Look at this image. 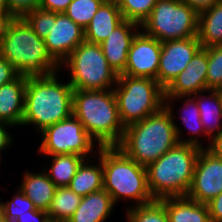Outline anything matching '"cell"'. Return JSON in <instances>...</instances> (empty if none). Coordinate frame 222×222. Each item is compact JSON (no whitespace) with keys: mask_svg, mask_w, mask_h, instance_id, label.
<instances>
[{"mask_svg":"<svg viewBox=\"0 0 222 222\" xmlns=\"http://www.w3.org/2000/svg\"><path fill=\"white\" fill-rule=\"evenodd\" d=\"M64 67L70 72L68 82L74 90L113 89L118 80L101 45L85 40L60 64V68Z\"/></svg>","mask_w":222,"mask_h":222,"instance_id":"8","label":"cell"},{"mask_svg":"<svg viewBox=\"0 0 222 222\" xmlns=\"http://www.w3.org/2000/svg\"><path fill=\"white\" fill-rule=\"evenodd\" d=\"M96 156L102 160L103 189L114 204L119 200H133L135 206L152 202L149 192L146 167L128 157L119 147H98Z\"/></svg>","mask_w":222,"mask_h":222,"instance_id":"6","label":"cell"},{"mask_svg":"<svg viewBox=\"0 0 222 222\" xmlns=\"http://www.w3.org/2000/svg\"><path fill=\"white\" fill-rule=\"evenodd\" d=\"M57 74L61 73L27 79L22 126H35L41 133L73 114L74 89L68 80L61 82Z\"/></svg>","mask_w":222,"mask_h":222,"instance_id":"2","label":"cell"},{"mask_svg":"<svg viewBox=\"0 0 222 222\" xmlns=\"http://www.w3.org/2000/svg\"><path fill=\"white\" fill-rule=\"evenodd\" d=\"M157 0H121L118 5L122 17L141 25L151 14Z\"/></svg>","mask_w":222,"mask_h":222,"instance_id":"30","label":"cell"},{"mask_svg":"<svg viewBox=\"0 0 222 222\" xmlns=\"http://www.w3.org/2000/svg\"><path fill=\"white\" fill-rule=\"evenodd\" d=\"M173 104L165 101V106L157 113L125 127L117 147L132 160L147 167L181 143L182 129L174 121Z\"/></svg>","mask_w":222,"mask_h":222,"instance_id":"1","label":"cell"},{"mask_svg":"<svg viewBox=\"0 0 222 222\" xmlns=\"http://www.w3.org/2000/svg\"><path fill=\"white\" fill-rule=\"evenodd\" d=\"M0 222H11L3 215L1 210H0Z\"/></svg>","mask_w":222,"mask_h":222,"instance_id":"45","label":"cell"},{"mask_svg":"<svg viewBox=\"0 0 222 222\" xmlns=\"http://www.w3.org/2000/svg\"><path fill=\"white\" fill-rule=\"evenodd\" d=\"M0 56L27 79L47 77L62 70L47 51L44 39L22 17H14L8 24L0 43Z\"/></svg>","mask_w":222,"mask_h":222,"instance_id":"3","label":"cell"},{"mask_svg":"<svg viewBox=\"0 0 222 222\" xmlns=\"http://www.w3.org/2000/svg\"><path fill=\"white\" fill-rule=\"evenodd\" d=\"M27 78L18 76L0 86V121L16 126L22 125Z\"/></svg>","mask_w":222,"mask_h":222,"instance_id":"17","label":"cell"},{"mask_svg":"<svg viewBox=\"0 0 222 222\" xmlns=\"http://www.w3.org/2000/svg\"><path fill=\"white\" fill-rule=\"evenodd\" d=\"M201 148L178 143L146 167L147 184L154 199L187 195Z\"/></svg>","mask_w":222,"mask_h":222,"instance_id":"5","label":"cell"},{"mask_svg":"<svg viewBox=\"0 0 222 222\" xmlns=\"http://www.w3.org/2000/svg\"><path fill=\"white\" fill-rule=\"evenodd\" d=\"M115 206L110 194L102 189L82 197L81 203L67 222H104Z\"/></svg>","mask_w":222,"mask_h":222,"instance_id":"18","label":"cell"},{"mask_svg":"<svg viewBox=\"0 0 222 222\" xmlns=\"http://www.w3.org/2000/svg\"><path fill=\"white\" fill-rule=\"evenodd\" d=\"M20 183V190L33 202L34 207L47 211L53 199L56 186L43 172H31L26 170Z\"/></svg>","mask_w":222,"mask_h":222,"instance_id":"19","label":"cell"},{"mask_svg":"<svg viewBox=\"0 0 222 222\" xmlns=\"http://www.w3.org/2000/svg\"><path fill=\"white\" fill-rule=\"evenodd\" d=\"M40 135L42 142L38 150L41 154H76L85 159H90L88 156L92 153L95 155L93 152L96 147L95 141L73 114L69 118L47 127Z\"/></svg>","mask_w":222,"mask_h":222,"instance_id":"10","label":"cell"},{"mask_svg":"<svg viewBox=\"0 0 222 222\" xmlns=\"http://www.w3.org/2000/svg\"><path fill=\"white\" fill-rule=\"evenodd\" d=\"M207 95H203V93ZM200 110V120L206 135L212 139L222 129V107L217 89H207L194 94Z\"/></svg>","mask_w":222,"mask_h":222,"instance_id":"22","label":"cell"},{"mask_svg":"<svg viewBox=\"0 0 222 222\" xmlns=\"http://www.w3.org/2000/svg\"><path fill=\"white\" fill-rule=\"evenodd\" d=\"M217 91H218V95H219V98H220V101H221V107H222V87L218 88Z\"/></svg>","mask_w":222,"mask_h":222,"instance_id":"46","label":"cell"},{"mask_svg":"<svg viewBox=\"0 0 222 222\" xmlns=\"http://www.w3.org/2000/svg\"><path fill=\"white\" fill-rule=\"evenodd\" d=\"M18 76L16 69L0 56V86L13 81Z\"/></svg>","mask_w":222,"mask_h":222,"instance_id":"35","label":"cell"},{"mask_svg":"<svg viewBox=\"0 0 222 222\" xmlns=\"http://www.w3.org/2000/svg\"><path fill=\"white\" fill-rule=\"evenodd\" d=\"M103 3L102 0H72L64 13L85 29Z\"/></svg>","mask_w":222,"mask_h":222,"instance_id":"29","label":"cell"},{"mask_svg":"<svg viewBox=\"0 0 222 222\" xmlns=\"http://www.w3.org/2000/svg\"><path fill=\"white\" fill-rule=\"evenodd\" d=\"M72 0H40L39 8L56 13H64Z\"/></svg>","mask_w":222,"mask_h":222,"instance_id":"36","label":"cell"},{"mask_svg":"<svg viewBox=\"0 0 222 222\" xmlns=\"http://www.w3.org/2000/svg\"><path fill=\"white\" fill-rule=\"evenodd\" d=\"M198 13L180 0H157L141 30L160 42L197 36Z\"/></svg>","mask_w":222,"mask_h":222,"instance_id":"9","label":"cell"},{"mask_svg":"<svg viewBox=\"0 0 222 222\" xmlns=\"http://www.w3.org/2000/svg\"><path fill=\"white\" fill-rule=\"evenodd\" d=\"M12 200L1 202L0 210L3 215L11 222H14L19 216L27 214V211L35 210L33 202L20 190L14 193Z\"/></svg>","mask_w":222,"mask_h":222,"instance_id":"32","label":"cell"},{"mask_svg":"<svg viewBox=\"0 0 222 222\" xmlns=\"http://www.w3.org/2000/svg\"><path fill=\"white\" fill-rule=\"evenodd\" d=\"M72 110L98 147L118 146L121 143L125 127L113 89L74 90Z\"/></svg>","mask_w":222,"mask_h":222,"instance_id":"4","label":"cell"},{"mask_svg":"<svg viewBox=\"0 0 222 222\" xmlns=\"http://www.w3.org/2000/svg\"><path fill=\"white\" fill-rule=\"evenodd\" d=\"M201 48L197 36L161 42L158 83L166 89Z\"/></svg>","mask_w":222,"mask_h":222,"instance_id":"12","label":"cell"},{"mask_svg":"<svg viewBox=\"0 0 222 222\" xmlns=\"http://www.w3.org/2000/svg\"><path fill=\"white\" fill-rule=\"evenodd\" d=\"M14 222H51L47 211L35 209L19 216Z\"/></svg>","mask_w":222,"mask_h":222,"instance_id":"37","label":"cell"},{"mask_svg":"<svg viewBox=\"0 0 222 222\" xmlns=\"http://www.w3.org/2000/svg\"><path fill=\"white\" fill-rule=\"evenodd\" d=\"M97 160L98 164L95 165L89 159H84L71 179L68 187L81 197L103 189L102 160L98 157Z\"/></svg>","mask_w":222,"mask_h":222,"instance_id":"24","label":"cell"},{"mask_svg":"<svg viewBox=\"0 0 222 222\" xmlns=\"http://www.w3.org/2000/svg\"><path fill=\"white\" fill-rule=\"evenodd\" d=\"M197 37L202 48L222 45V0L199 13Z\"/></svg>","mask_w":222,"mask_h":222,"instance_id":"23","label":"cell"},{"mask_svg":"<svg viewBox=\"0 0 222 222\" xmlns=\"http://www.w3.org/2000/svg\"><path fill=\"white\" fill-rule=\"evenodd\" d=\"M129 206L126 209L127 222H170L163 199L139 206Z\"/></svg>","mask_w":222,"mask_h":222,"instance_id":"28","label":"cell"},{"mask_svg":"<svg viewBox=\"0 0 222 222\" xmlns=\"http://www.w3.org/2000/svg\"><path fill=\"white\" fill-rule=\"evenodd\" d=\"M82 197L69 187H57L47 214L51 222H67L74 214Z\"/></svg>","mask_w":222,"mask_h":222,"instance_id":"27","label":"cell"},{"mask_svg":"<svg viewBox=\"0 0 222 222\" xmlns=\"http://www.w3.org/2000/svg\"><path fill=\"white\" fill-rule=\"evenodd\" d=\"M123 20L118 5L103 3L84 29L85 41L100 44Z\"/></svg>","mask_w":222,"mask_h":222,"instance_id":"20","label":"cell"},{"mask_svg":"<svg viewBox=\"0 0 222 222\" xmlns=\"http://www.w3.org/2000/svg\"><path fill=\"white\" fill-rule=\"evenodd\" d=\"M206 148L216 157L222 159V129L210 140V143H208V147Z\"/></svg>","mask_w":222,"mask_h":222,"instance_id":"41","label":"cell"},{"mask_svg":"<svg viewBox=\"0 0 222 222\" xmlns=\"http://www.w3.org/2000/svg\"><path fill=\"white\" fill-rule=\"evenodd\" d=\"M207 51L208 71L206 88L218 89L222 87V45L204 48Z\"/></svg>","mask_w":222,"mask_h":222,"instance_id":"31","label":"cell"},{"mask_svg":"<svg viewBox=\"0 0 222 222\" xmlns=\"http://www.w3.org/2000/svg\"><path fill=\"white\" fill-rule=\"evenodd\" d=\"M104 3L119 5L121 0H102Z\"/></svg>","mask_w":222,"mask_h":222,"instance_id":"44","label":"cell"},{"mask_svg":"<svg viewBox=\"0 0 222 222\" xmlns=\"http://www.w3.org/2000/svg\"><path fill=\"white\" fill-rule=\"evenodd\" d=\"M160 54L161 42L140 30L132 40L121 75L157 80Z\"/></svg>","mask_w":222,"mask_h":222,"instance_id":"13","label":"cell"},{"mask_svg":"<svg viewBox=\"0 0 222 222\" xmlns=\"http://www.w3.org/2000/svg\"><path fill=\"white\" fill-rule=\"evenodd\" d=\"M220 193H222V159L203 147L198 155L186 197L207 204Z\"/></svg>","mask_w":222,"mask_h":222,"instance_id":"11","label":"cell"},{"mask_svg":"<svg viewBox=\"0 0 222 222\" xmlns=\"http://www.w3.org/2000/svg\"><path fill=\"white\" fill-rule=\"evenodd\" d=\"M8 127L12 128L13 125L0 121V152L5 150L7 147L11 146V142H13V137L11 136Z\"/></svg>","mask_w":222,"mask_h":222,"instance_id":"39","label":"cell"},{"mask_svg":"<svg viewBox=\"0 0 222 222\" xmlns=\"http://www.w3.org/2000/svg\"><path fill=\"white\" fill-rule=\"evenodd\" d=\"M185 98V99H184ZM182 99V100H181ZM184 99V100H183ZM183 101L184 105L182 106L183 114L180 116V119L183 121L182 123L185 125L184 127H187L188 134L191 136L187 139L182 138L181 143H187L192 144L195 146H198L200 148H203V144L201 140H199L201 137L210 138L206 135L203 125L200 120V110L197 106V102L193 96H179V97H165V101ZM186 100V101H185ZM186 111V112H185ZM202 144V145H201Z\"/></svg>","mask_w":222,"mask_h":222,"instance_id":"25","label":"cell"},{"mask_svg":"<svg viewBox=\"0 0 222 222\" xmlns=\"http://www.w3.org/2000/svg\"><path fill=\"white\" fill-rule=\"evenodd\" d=\"M113 88L124 127L142 121L165 106V89L156 79L118 75Z\"/></svg>","mask_w":222,"mask_h":222,"instance_id":"7","label":"cell"},{"mask_svg":"<svg viewBox=\"0 0 222 222\" xmlns=\"http://www.w3.org/2000/svg\"><path fill=\"white\" fill-rule=\"evenodd\" d=\"M22 18L40 38L44 39L49 35L48 28L51 27V11L38 7L25 13Z\"/></svg>","mask_w":222,"mask_h":222,"instance_id":"33","label":"cell"},{"mask_svg":"<svg viewBox=\"0 0 222 222\" xmlns=\"http://www.w3.org/2000/svg\"><path fill=\"white\" fill-rule=\"evenodd\" d=\"M207 51L201 48L187 67L165 89V97L193 96L206 91Z\"/></svg>","mask_w":222,"mask_h":222,"instance_id":"15","label":"cell"},{"mask_svg":"<svg viewBox=\"0 0 222 222\" xmlns=\"http://www.w3.org/2000/svg\"><path fill=\"white\" fill-rule=\"evenodd\" d=\"M170 222H211L207 204L184 197L164 198Z\"/></svg>","mask_w":222,"mask_h":222,"instance_id":"21","label":"cell"},{"mask_svg":"<svg viewBox=\"0 0 222 222\" xmlns=\"http://www.w3.org/2000/svg\"><path fill=\"white\" fill-rule=\"evenodd\" d=\"M0 12H9L5 0H0Z\"/></svg>","mask_w":222,"mask_h":222,"instance_id":"43","label":"cell"},{"mask_svg":"<svg viewBox=\"0 0 222 222\" xmlns=\"http://www.w3.org/2000/svg\"><path fill=\"white\" fill-rule=\"evenodd\" d=\"M139 29H141V25L124 19L100 43L107 62L117 75H121L126 68L128 51L133 38L140 31Z\"/></svg>","mask_w":222,"mask_h":222,"instance_id":"16","label":"cell"},{"mask_svg":"<svg viewBox=\"0 0 222 222\" xmlns=\"http://www.w3.org/2000/svg\"><path fill=\"white\" fill-rule=\"evenodd\" d=\"M49 35L44 38L47 51L60 65L84 39V29L65 13L51 12Z\"/></svg>","mask_w":222,"mask_h":222,"instance_id":"14","label":"cell"},{"mask_svg":"<svg viewBox=\"0 0 222 222\" xmlns=\"http://www.w3.org/2000/svg\"><path fill=\"white\" fill-rule=\"evenodd\" d=\"M40 0H5L7 9L13 17H22L25 13L39 7Z\"/></svg>","mask_w":222,"mask_h":222,"instance_id":"34","label":"cell"},{"mask_svg":"<svg viewBox=\"0 0 222 222\" xmlns=\"http://www.w3.org/2000/svg\"><path fill=\"white\" fill-rule=\"evenodd\" d=\"M51 157L52 164L48 169L44 171L49 176V179L55 184L56 187H68L71 179L75 176V173L85 159L84 157L76 154H56V155H44Z\"/></svg>","mask_w":222,"mask_h":222,"instance_id":"26","label":"cell"},{"mask_svg":"<svg viewBox=\"0 0 222 222\" xmlns=\"http://www.w3.org/2000/svg\"><path fill=\"white\" fill-rule=\"evenodd\" d=\"M193 8L198 14L205 11L207 8L212 7L221 0H180Z\"/></svg>","mask_w":222,"mask_h":222,"instance_id":"40","label":"cell"},{"mask_svg":"<svg viewBox=\"0 0 222 222\" xmlns=\"http://www.w3.org/2000/svg\"><path fill=\"white\" fill-rule=\"evenodd\" d=\"M211 222H222V193L207 203Z\"/></svg>","mask_w":222,"mask_h":222,"instance_id":"38","label":"cell"},{"mask_svg":"<svg viewBox=\"0 0 222 222\" xmlns=\"http://www.w3.org/2000/svg\"><path fill=\"white\" fill-rule=\"evenodd\" d=\"M13 18L9 12H0V43L5 35L8 24Z\"/></svg>","mask_w":222,"mask_h":222,"instance_id":"42","label":"cell"}]
</instances>
